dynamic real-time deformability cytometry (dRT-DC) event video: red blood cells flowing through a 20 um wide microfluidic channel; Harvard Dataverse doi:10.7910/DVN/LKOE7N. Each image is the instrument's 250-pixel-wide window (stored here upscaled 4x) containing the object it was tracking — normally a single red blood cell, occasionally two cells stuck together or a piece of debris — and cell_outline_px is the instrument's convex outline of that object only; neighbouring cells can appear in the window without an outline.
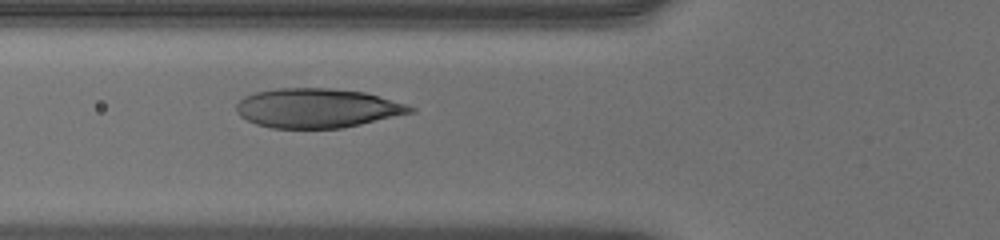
{"species": "human", "species_latin": "Homo sapiens", "temperature_condition": "warm", "stored_images_in_passage": 39, "camera_frame_rate_fps": 3000, "um_per_image_px": 0.085, "donor": {"sex": "male"}, "frame": {"image": 1, "passage_image": 10, "time_ms": 3.0, "image_size_px": [1000, 240], "cell_outline_px": [[404, 108], [396, 112], [368, 120], [352, 124], [332, 128], [284, 128], [264, 124], [252, 120], [268, 92], [356, 92], [372, 96], [384, 100]], "centroid_in_image_um": [27.26, 9.29], "position_along_channel_um": 98.5, "area_um2": 30.17}}
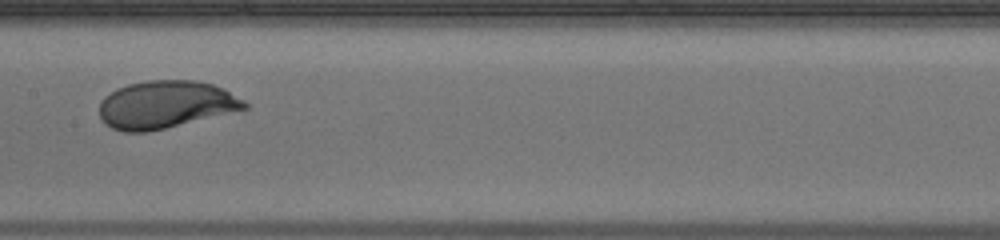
{"frame": {"image": 2, "passage_image": 17, "time_ms": 5.333, "image_size_px": [1000, 240], "cell_outline_px": [[244, 104], [240, 108], [156, 128], [116, 128], [104, 116], [100, 108], [116, 92], [124, 88], [136, 84], [204, 84], [216, 88], [224, 92]], "centroid_in_image_um": [14.04, 8.9], "position_along_channel_um": 193.4, "area_um2": 33.18}}
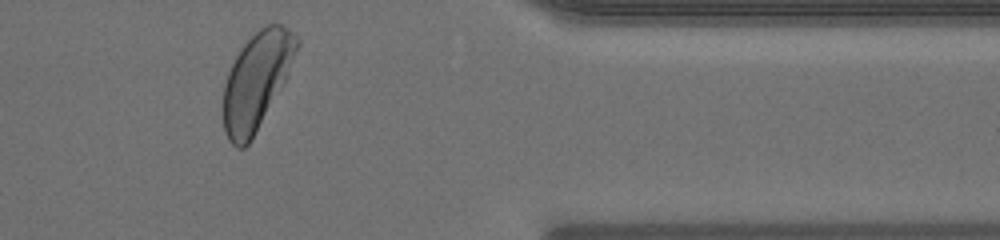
{"frame": {"image": 3, "passage_image": 33, "time_ms": 10.667, "image_size_px": [1000, 240], "cell_outline_px": [[280, 60], [264, 108], [256, 128], [252, 136], [244, 144], [232, 140], [228, 136], [224, 124], [224, 96], [228, 80], [232, 68], [236, 60], [244, 48], [260, 32], [280, 52]], "centroid_in_image_um": [21.21, 7.48], "position_along_channel_um": 390.2, "area_um2": 28.15}}